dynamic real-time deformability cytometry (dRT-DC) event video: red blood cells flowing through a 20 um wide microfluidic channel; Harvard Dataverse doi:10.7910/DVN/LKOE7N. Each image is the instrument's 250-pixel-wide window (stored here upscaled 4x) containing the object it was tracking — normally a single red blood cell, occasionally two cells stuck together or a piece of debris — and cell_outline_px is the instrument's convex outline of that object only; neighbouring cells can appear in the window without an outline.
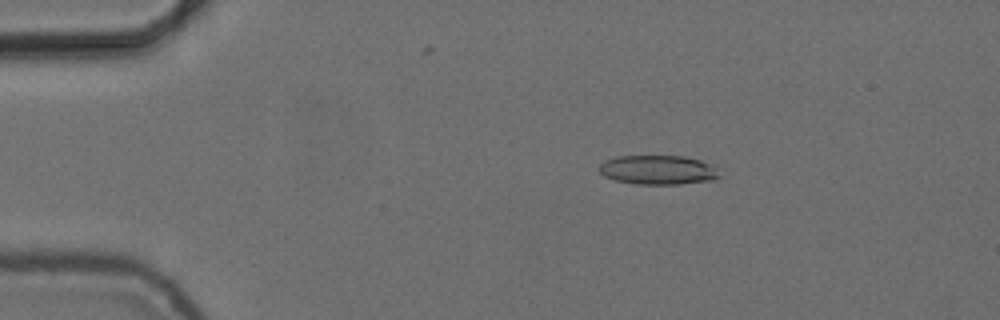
{"species": "common noctule bat (a hibernating species)", "species_latin": "Nyctalus noctula", "temperature_condition": "cold", "stored_images_in_passage": 46, "camera_frame_rate_fps": 3000, "um_per_image_px": 0.085, "animal": {"sex": "female", "body_mass_g": 24.6, "forearm_length_mm": 56.2}, "frame": {"image": 1, "passage_image": 1, "time_ms": 0.0, "image_size_px": [1000, 320], "cell_outline_px": [[720, 176], [716, 180], [680, 184], [636, 184], [616, 180], [604, 176], [596, 168], [604, 160], [616, 156], [684, 156], [700, 160], [716, 168]], "centroid_in_image_um": [55.9, 14.44], "position_along_channel_um": 29.1, "area_um2": 20.63}}
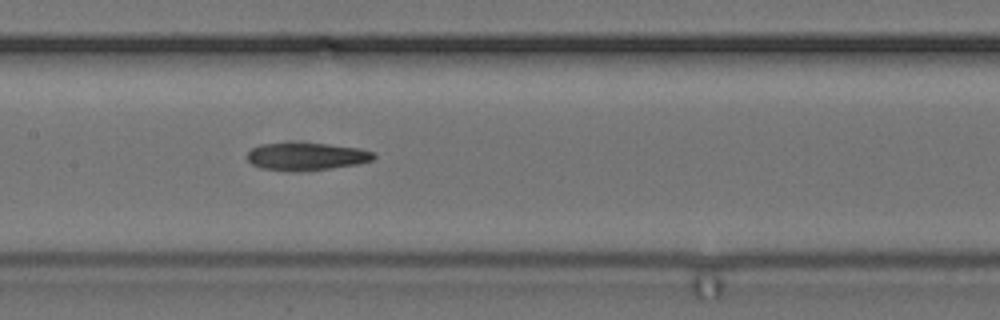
{"frame": {"image": 2, "passage_image": 18, "time_ms": 5.667, "image_size_px": [1000, 320], "cell_outline_px": [[376, 156], [372, 160], [356, 164], [332, 168], [260, 168], [252, 164], [248, 160], [248, 152], [252, 148], [260, 144], [328, 144], [360, 148], [376, 152]], "centroid_in_image_um": [26.12, 13.26], "position_along_channel_um": 181.3, "area_um2": 19.13}}
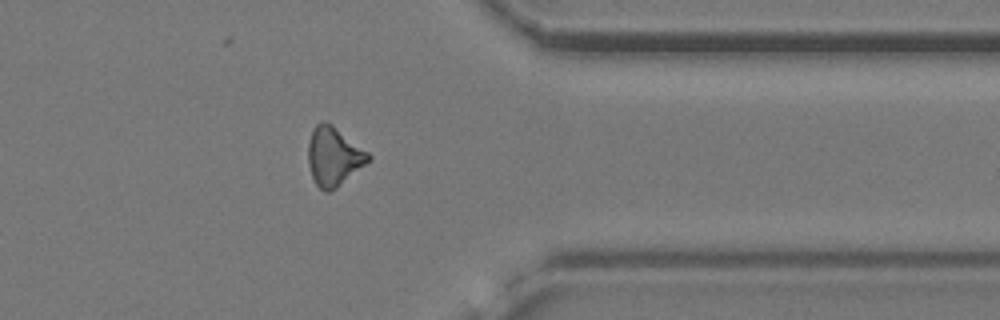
{"frame": {"image": 3, "passage_image": 35, "time_ms": 11.333, "image_size_px": [1000, 320], "cell_outline_px": [[372, 156], [364, 164], [336, 188], [328, 192], [324, 192], [316, 184], [312, 176], [308, 164], [308, 144], [312, 132], [316, 124], [320, 120], [324, 120], [332, 124], [368, 152]], "centroid_in_image_um": [28.33, 13.27], "position_along_channel_um": 383.1, "area_um2": 20.29}}